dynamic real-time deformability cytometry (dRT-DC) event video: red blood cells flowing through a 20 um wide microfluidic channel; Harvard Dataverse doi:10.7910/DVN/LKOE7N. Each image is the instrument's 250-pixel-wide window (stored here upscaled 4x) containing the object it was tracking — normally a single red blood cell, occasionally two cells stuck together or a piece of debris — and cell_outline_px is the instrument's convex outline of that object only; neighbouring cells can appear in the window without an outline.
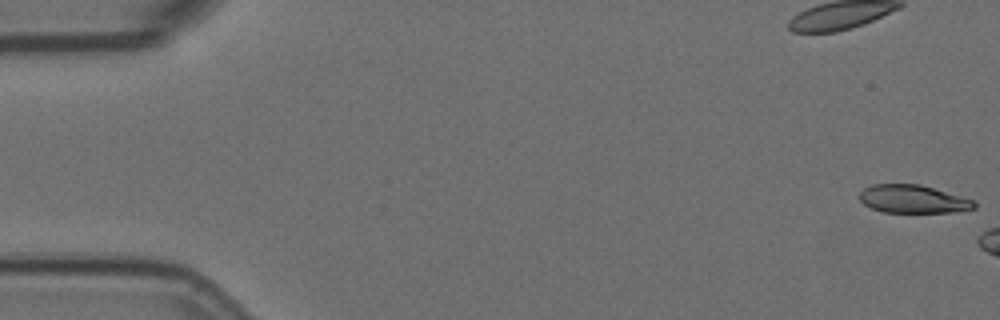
{"species": "Egyptian fruit bat (a non-hibernating species)", "species_latin": "Rousettus aegyptiacus", "temperature_condition": "room temperature", "stored_images_in_passage": 7, "camera_frame_rate_fps": 3000, "um_per_image_px": 0.085, "animal": {"sex": "female"}, "frame": {"image": 1, "passage_image": 1, "time_ms": 0.0, "image_size_px": [1000, 320], "cell_outline_px": [[976, 208], [952, 212], [884, 212], [872, 208], [864, 204], [860, 200], [860, 192], [864, 188], [872, 184], [920, 184], [976, 200]], "centroid_in_image_um": [77.63, 16.91], "position_along_channel_um": 7.4, "area_um2": 18.79}}